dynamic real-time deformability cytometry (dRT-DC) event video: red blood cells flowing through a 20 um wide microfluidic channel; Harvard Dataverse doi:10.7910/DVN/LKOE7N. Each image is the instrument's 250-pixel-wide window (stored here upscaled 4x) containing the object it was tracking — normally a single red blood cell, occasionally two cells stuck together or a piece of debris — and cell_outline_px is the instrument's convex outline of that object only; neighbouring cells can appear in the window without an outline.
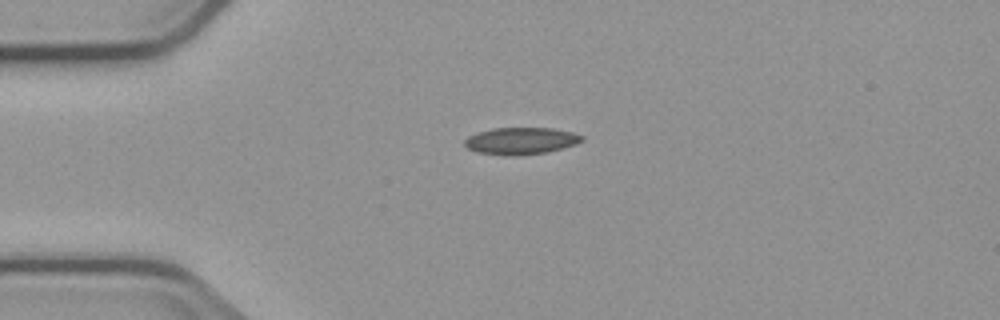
{"species": "common noctule bat (a hibernating species)", "species_latin": "Nyctalus noctula", "temperature_condition": "cold", "stored_images_in_passage": 7, "camera_frame_rate_fps": 3000, "um_per_image_px": 0.085, "animal": {"sex": "male", "body_mass_g": 23.1, "forearm_length_mm": 52.7}, "frame": {"image": 1, "passage_image": 1, "time_ms": 0.0, "image_size_px": [1000, 320], "cell_outline_px": [[584, 140], [576, 144], [548, 152], [512, 156], [476, 152], [468, 148], [464, 144], [464, 140], [468, 136], [492, 128], [552, 128], [572, 132], [584, 136]], "centroid_in_image_um": [44.29, 11.97], "position_along_channel_um": 40.7, "area_um2": 18.38}}
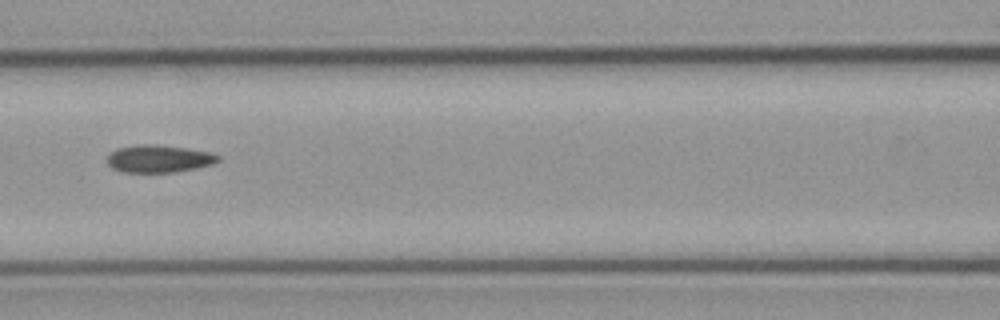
{"frame": {"image": 2, "passage_image": 4, "time_ms": 3.667, "image_size_px": [1000, 320], "cell_outline_px": [[220, 160], [212, 164], [196, 168], [172, 172], [124, 172], [112, 168], [108, 164], [108, 156], [116, 148], [140, 144], [152, 144], [188, 148], [212, 152], [220, 156]], "centroid_in_image_um": [13.53, 13.48], "position_along_channel_um": 153.1, "area_um2": 17.74}}
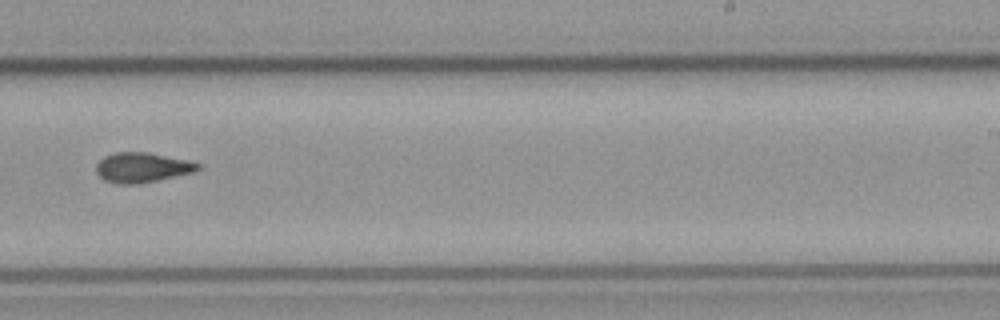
{"frame": {"image": 3, "passage_image": 7, "time_ms": 7.0, "image_size_px": [1000, 320], "cell_outline_px": [[200, 168], [192, 172], [156, 180], [132, 184], [116, 184], [104, 180], [96, 172], [96, 164], [104, 156], [116, 152], [148, 152], [192, 160], [200, 164]], "centroid_in_image_um": [12.07, 14.22], "position_along_channel_um": 276.9, "area_um2": 17.69}}